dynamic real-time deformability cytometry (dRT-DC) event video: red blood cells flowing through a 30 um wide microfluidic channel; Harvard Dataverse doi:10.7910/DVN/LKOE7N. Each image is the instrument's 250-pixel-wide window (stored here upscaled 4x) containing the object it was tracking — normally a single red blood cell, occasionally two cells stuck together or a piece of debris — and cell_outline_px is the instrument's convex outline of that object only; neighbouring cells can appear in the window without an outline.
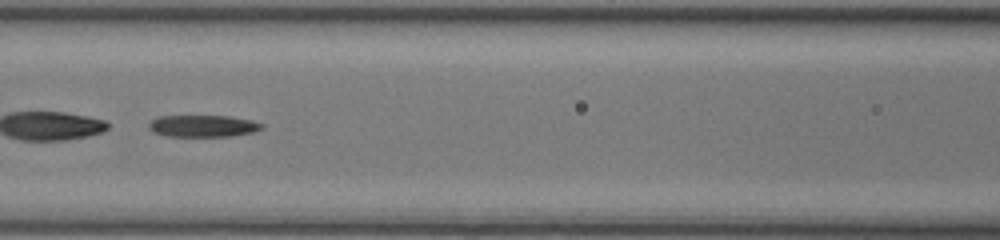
{"species": "common noctule bat (a hibernating species)", "species_latin": "Nyctalus noctula", "temperature_condition": "room temperature", "stored_images_in_passage": 42, "camera_frame_rate_fps": 3000, "um_per_image_px": 0.085, "animal": {"sex": "female", "body_mass_g": 17.0, "forearm_length_mm": 48.0}, "frame": {"image": 1, "passage_image": 14, "time_ms": 4.333, "image_size_px": [1000, 240], "cell_outline_px": [[264, 128], [252, 132], [232, 136], [168, 136], [152, 132], [148, 128], [148, 124], [156, 116], [228, 116], [252, 120], [264, 124]], "centroid_in_image_um": [17.24, 10.7], "position_along_channel_um": 149.4, "area_um2": 14.45}}
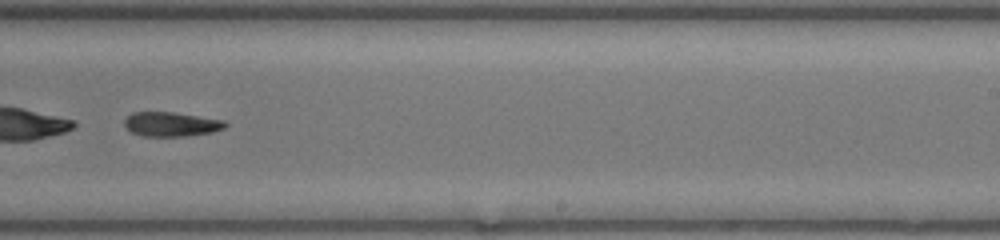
{"frame": {"image": 2, "passage_image": 23, "time_ms": 7.333, "image_size_px": [1000, 240], "cell_outline_px": [[228, 124], [224, 128], [212, 132], [188, 136], [140, 136], [132, 132], [124, 124], [124, 120], [132, 112], [172, 112], [224, 120]], "centroid_in_image_um": [14.55, 10.56], "position_along_channel_um": 274.4, "area_um2": 14.28}}
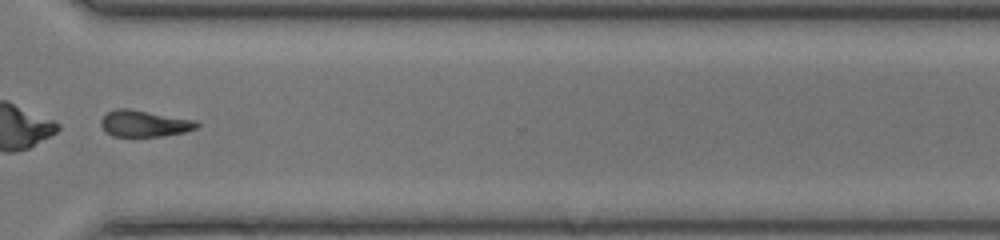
{"frame": {"image": 3, "passage_image": 29, "time_ms": 9.333, "image_size_px": [1000, 240], "cell_outline_px": [[200, 124], [196, 128], [184, 132], [164, 136], [112, 136], [104, 132], [100, 124], [100, 120], [108, 112], [116, 108], [128, 108], [196, 120]], "centroid_in_image_um": [12.24, 10.5], "position_along_channel_um": 358.4, "area_um2": 14.85}, "authors_computed_cell_mechanics": {"area_um2": 15.5482, "velocity_mm_per_s": 4.1912, "shape_relaxation_time_tau1_ms": 7.3262, "shape_relaxation_time_tau2_ms": null, "deformation_change_tau1": 0.2176, "deformation_change_tau2": null}}